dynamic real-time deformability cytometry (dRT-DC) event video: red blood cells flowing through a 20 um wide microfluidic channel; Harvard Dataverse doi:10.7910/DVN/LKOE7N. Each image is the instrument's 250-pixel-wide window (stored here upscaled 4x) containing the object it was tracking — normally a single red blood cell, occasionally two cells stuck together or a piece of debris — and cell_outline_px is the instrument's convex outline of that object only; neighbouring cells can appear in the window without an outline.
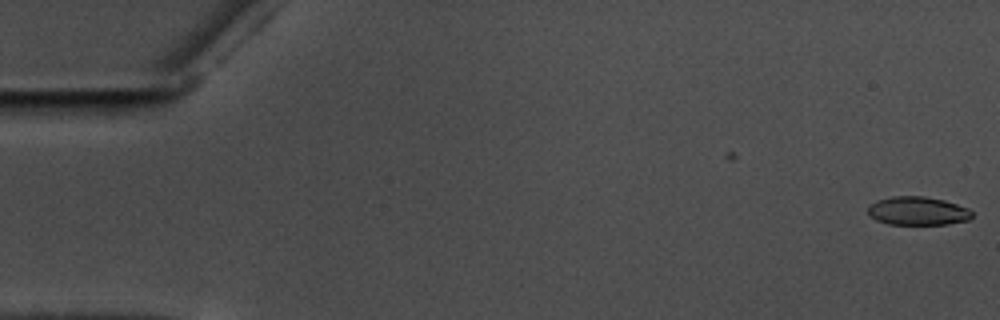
{"species": "common noctule bat (a hibernating species)", "species_latin": "Nyctalus noctula", "temperature_condition": "warm", "stored_images_in_passage": 16, "camera_frame_rate_fps": 3000, "um_per_image_px": 0.085, "animal": {"sex": "male", "body_mass_g": 17.5, "forearm_length_mm": 52.3}, "frame": {"image": 1, "passage_image": 1, "time_ms": 0.0, "image_size_px": [1000, 320], "cell_outline_px": [[972, 216], [968, 220], [948, 224], [888, 224], [876, 220], [868, 212], [868, 204], [876, 200], [892, 196], [924, 196], [944, 200], [968, 208], [972, 212]], "centroid_in_image_um": [77.99, 17.92], "position_along_channel_um": 7.0, "area_um2": 17.28}}
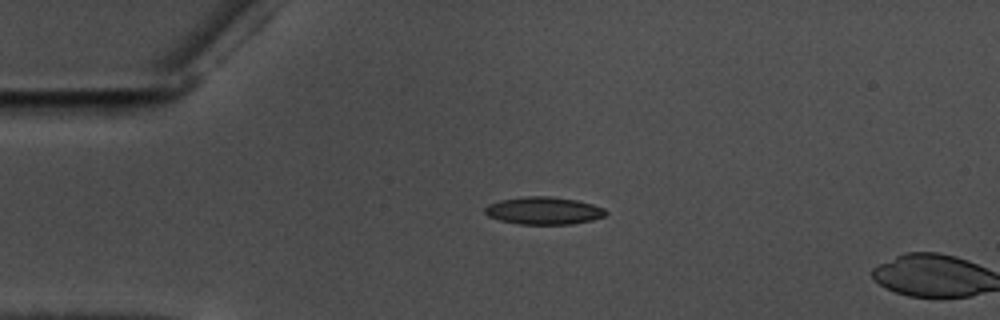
{"frame": {"image": 2, "passage_image": 14, "time_ms": 4.333, "image_size_px": [1000, 320], "cell_outline_px": [[608, 212], [604, 216], [592, 220], [572, 224], [520, 224], [500, 220], [488, 216], [484, 212], [484, 208], [488, 204], [500, 200], [524, 196], [552, 196], [576, 200], [592, 204], [604, 208]], "centroid_in_image_um": [46.21, 17.9], "position_along_channel_um": 38.8, "area_um2": 19.42}}